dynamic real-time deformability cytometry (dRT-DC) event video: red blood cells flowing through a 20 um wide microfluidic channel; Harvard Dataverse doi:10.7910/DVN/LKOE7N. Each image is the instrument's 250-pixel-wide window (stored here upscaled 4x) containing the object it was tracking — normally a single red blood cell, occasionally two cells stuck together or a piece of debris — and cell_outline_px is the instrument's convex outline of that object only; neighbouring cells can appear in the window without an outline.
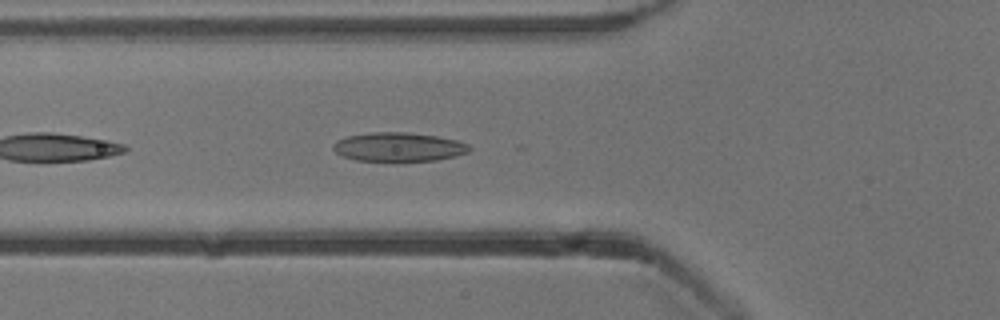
{"species": "common noctule bat (a hibernating species)", "species_latin": "Nyctalus noctula", "temperature_condition": "cold", "stored_images_in_passage": 15, "camera_frame_rate_fps": 3000, "um_per_image_px": 0.085, "animal": {"sex": "male", "body_mass_g": 13.3}, "frame": {"image": 1, "passage_image": 5, "time_ms": 1.333, "image_size_px": [1000, 320], "cell_outline_px": [[472, 148], [468, 152], [456, 156], [436, 160], [356, 160], [344, 156], [336, 152], [332, 148], [332, 144], [336, 140], [348, 136], [368, 132], [408, 132], [436, 136], [456, 140], [468, 144]], "centroid_in_image_um": [33.88, 12.47], "position_along_channel_um": 91.9, "area_um2": 22.77}}
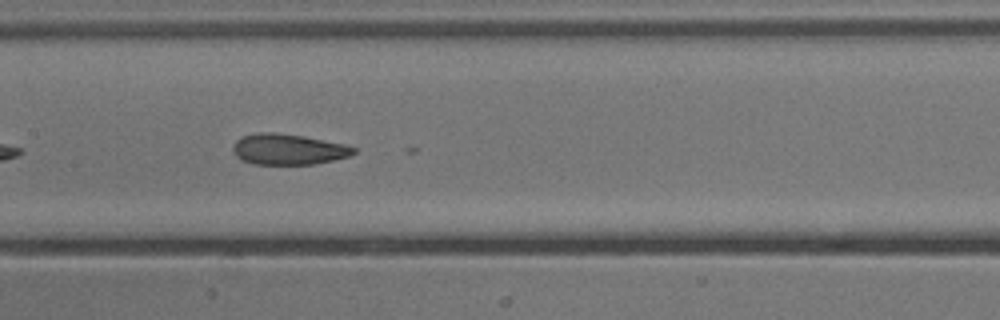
{"frame": {"image": 2, "passage_image": 12, "time_ms": 3.667, "image_size_px": [1000, 320], "cell_outline_px": [[356, 152], [348, 156], [316, 164], [252, 164], [240, 160], [232, 152], [232, 148], [236, 140], [244, 136], [256, 132], [272, 132], [304, 136], [344, 144], [356, 148]], "centroid_in_image_um": [24.46, 12.69], "position_along_channel_um": 182.9, "area_um2": 21.68}}
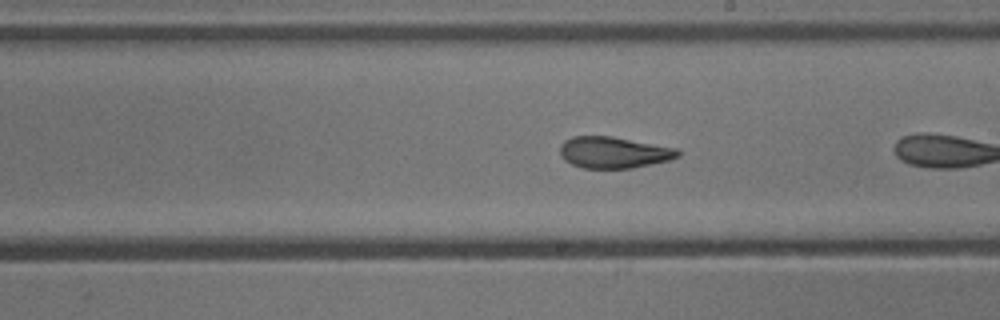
{"frame": {"image": 3, "passage_image": 14, "time_ms": 4.333, "image_size_px": [1000, 320], "cell_outline_px": [[680, 156], [668, 160], [632, 168], [584, 168], [572, 164], [564, 160], [560, 156], [560, 144], [564, 140], [572, 136], [612, 136], [680, 148]], "centroid_in_image_um": [52.17, 12.94], "position_along_channel_um": 236.8, "area_um2": 21.79}}